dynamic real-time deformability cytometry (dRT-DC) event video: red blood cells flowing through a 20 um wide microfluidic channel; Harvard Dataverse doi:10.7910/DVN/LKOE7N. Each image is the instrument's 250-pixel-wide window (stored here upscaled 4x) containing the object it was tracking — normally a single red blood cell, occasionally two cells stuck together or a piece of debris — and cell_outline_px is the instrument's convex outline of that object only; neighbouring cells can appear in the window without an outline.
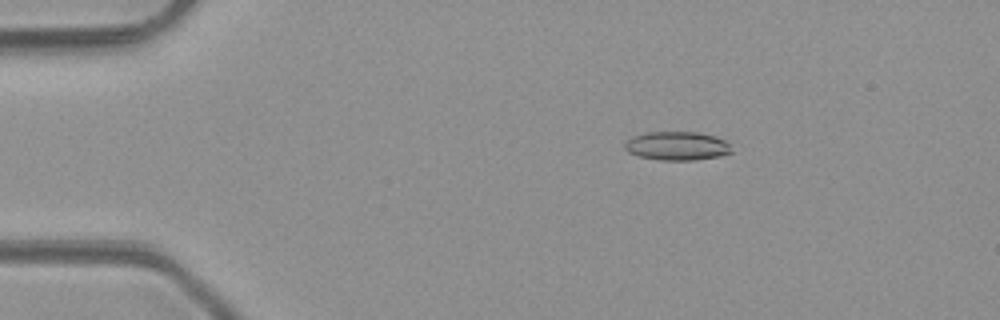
{"species": "common noctule bat (a hibernating species)", "species_latin": "Nyctalus noctula", "temperature_condition": "room temperature", "stored_images_in_passage": 5, "camera_frame_rate_fps": 3000, "um_per_image_px": 0.085, "animal": {"sex": "male", "body_mass_g": 23.1, "forearm_length_mm": 52.7}, "frame": {"image": 1, "passage_image": 3, "time_ms": 2.333, "image_size_px": [1000, 320], "cell_outline_px": [[732, 152], [720, 156], [696, 160], [660, 160], [640, 156], [628, 152], [624, 148], [624, 144], [632, 136], [648, 132], [696, 132], [716, 136], [728, 140]], "centroid_in_image_um": [57.58, 12.4], "position_along_channel_um": 27.4, "area_um2": 17.98}}